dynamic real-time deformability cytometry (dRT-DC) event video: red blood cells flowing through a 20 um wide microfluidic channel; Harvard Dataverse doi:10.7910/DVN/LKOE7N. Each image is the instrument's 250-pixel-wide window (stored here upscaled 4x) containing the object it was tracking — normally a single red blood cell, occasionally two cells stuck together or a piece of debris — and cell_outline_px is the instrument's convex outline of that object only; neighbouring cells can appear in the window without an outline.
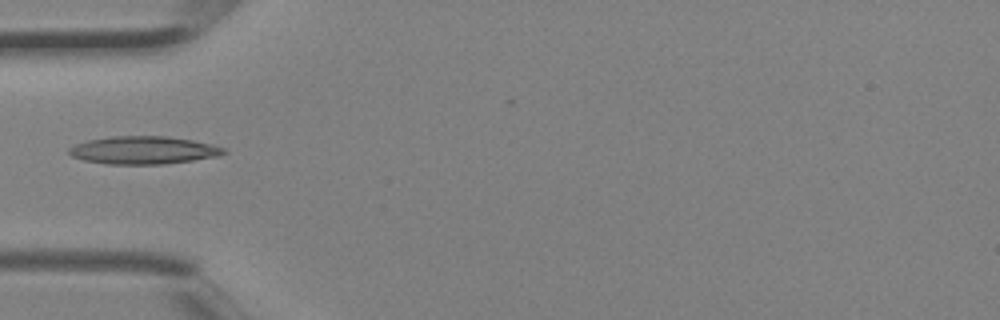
{"species": "Egyptian fruit bat (a non-hibernating species)", "species_latin": "Rousettus aegyptiacus", "temperature_condition": "room temperature", "stored_images_in_passage": 1, "camera_frame_rate_fps": 3000, "um_per_image_px": 0.085, "animal": {"sex": "female"}, "frame": {"image": 1, "passage_image": 1, "time_ms": 0.0, "image_size_px": [1000, 320], "cell_outline_px": [[228, 152], [220, 156], [164, 164], [108, 164], [84, 160], [72, 156], [68, 152], [68, 148], [76, 144], [88, 140], [112, 136], [168, 136], [192, 140], [212, 144], [224, 148]], "centroid_in_image_um": [12.21, 12.76], "position_along_channel_um": 72.8, "area_um2": 25.09}}